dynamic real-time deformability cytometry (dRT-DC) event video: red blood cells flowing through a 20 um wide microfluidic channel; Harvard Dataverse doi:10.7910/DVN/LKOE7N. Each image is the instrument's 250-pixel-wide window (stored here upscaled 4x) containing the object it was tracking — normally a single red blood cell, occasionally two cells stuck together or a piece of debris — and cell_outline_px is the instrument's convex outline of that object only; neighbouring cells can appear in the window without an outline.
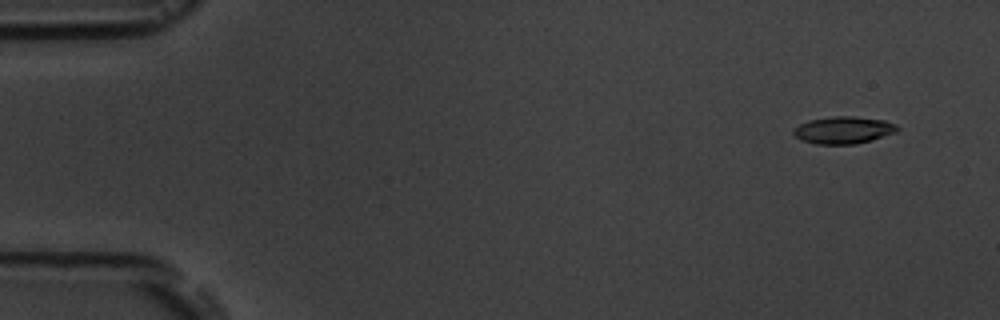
{"species": "common noctule bat (a hibernating species)", "species_latin": "Nyctalus noctula", "temperature_condition": "room temperature", "stored_images_in_passage": 5, "camera_frame_rate_fps": 3000, "um_per_image_px": 0.085, "animal": {"sex": "male", "body_mass_g": 19.5, "forearm_length_mm": 54.6}, "frame": {"image": 1, "passage_image": 1, "time_ms": 0.0, "image_size_px": [1000, 320], "cell_outline_px": [[900, 128], [896, 132], [872, 140], [856, 144], [816, 144], [800, 140], [792, 132], [792, 128], [808, 120], [832, 116], [852, 116], [884, 120], [896, 124]], "centroid_in_image_um": [71.68, 11.05], "position_along_channel_um": 13.3, "area_um2": 16.59}}
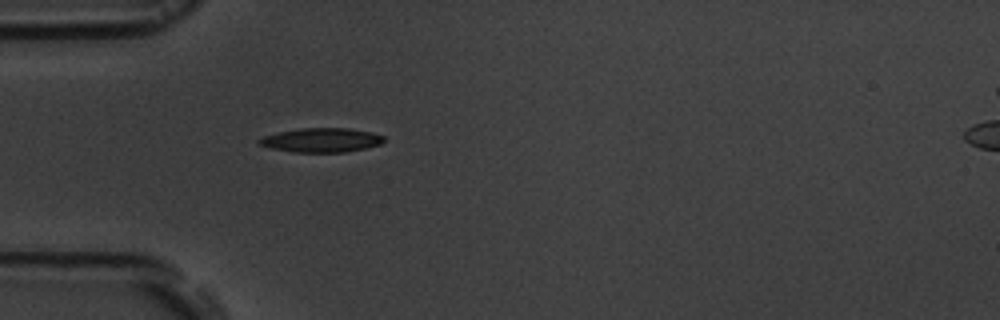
{"frame": {"image": 2, "passage_image": 5, "time_ms": 4.333, "image_size_px": [1000, 320], "cell_outline_px": [[384, 140], [380, 144], [364, 148], [344, 152], [292, 152], [268, 148], [260, 144], [256, 140], [264, 136], [276, 132], [300, 128], [348, 128], [372, 132], [384, 136]], "centroid_in_image_um": [27.27, 11.9], "position_along_channel_um": 57.7, "area_um2": 17.63}}